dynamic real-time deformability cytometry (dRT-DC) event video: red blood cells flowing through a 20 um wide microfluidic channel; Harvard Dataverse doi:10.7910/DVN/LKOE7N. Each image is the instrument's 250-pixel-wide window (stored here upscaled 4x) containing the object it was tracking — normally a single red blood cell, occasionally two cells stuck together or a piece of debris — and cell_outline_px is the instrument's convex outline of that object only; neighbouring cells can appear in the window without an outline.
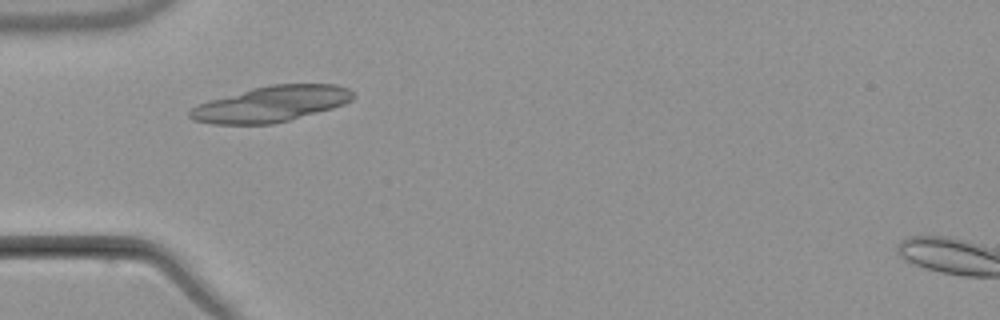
{"species": "common noctule bat (a hibernating species)", "species_latin": "Nyctalus noctula", "temperature_condition": "warm", "stored_images_in_passage": 7, "camera_frame_rate_fps": 3000, "um_per_image_px": 0.085, "animal": {"sex": "male", "body_mass_g": 21.5, "forearm_length_mm": 52.0}, "frame": {"image": 1, "passage_image": 3, "time_ms": 3.333, "image_size_px": [1000, 320], "cell_outline_px": [[356, 96], [352, 100], [344, 104], [332, 108], [288, 120], [272, 124], [212, 124], [192, 120], [188, 116], [188, 112], [196, 104], [252, 88], [272, 84], [336, 84], [348, 88], [356, 92]], "centroid_in_image_um": [23.06, 8.83], "position_along_channel_um": 61.9, "area_um2": 34.04}}
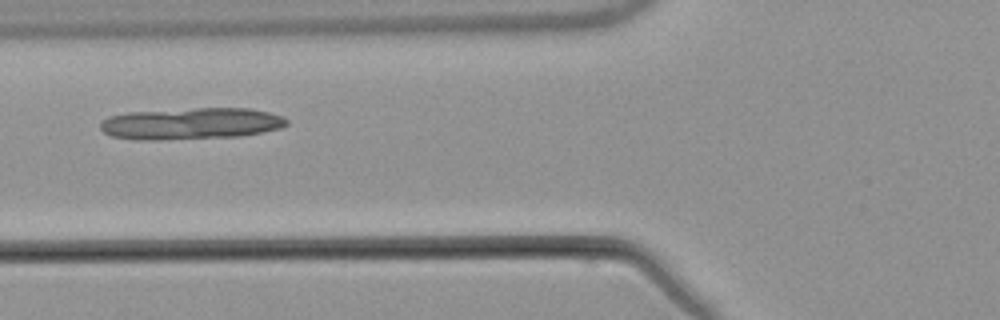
{"frame": {"image": 2, "passage_image": 4, "time_ms": 4.667, "image_size_px": [1000, 320], "cell_outline_px": [[288, 124], [280, 128], [240, 136], [160, 140], [136, 140], [112, 136], [104, 132], [100, 128], [100, 124], [108, 116], [128, 112], [196, 108], [248, 108], [268, 112], [284, 116], [288, 120]], "centroid_in_image_um": [16.23, 10.5], "position_along_channel_um": 109.6, "area_um2": 34.39}}
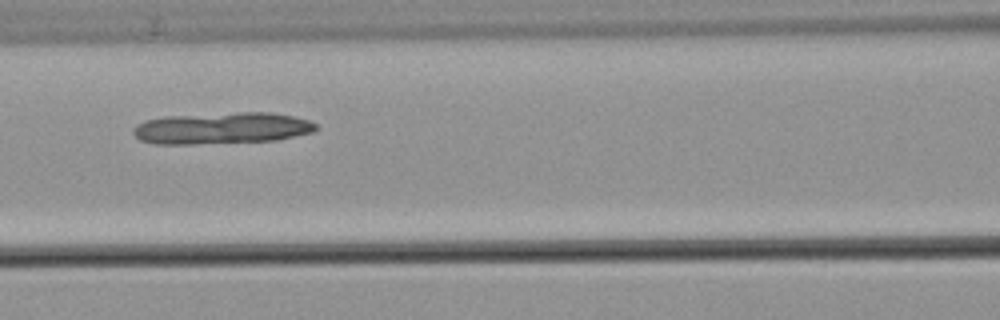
{"frame": {"image": 3, "passage_image": 5, "time_ms": 5.667, "image_size_px": [1000, 320], "cell_outline_px": [[320, 128], [312, 132], [276, 140], [196, 144], [152, 144], [140, 140], [132, 132], [132, 128], [136, 124], [144, 120], [164, 116], [240, 112], [272, 112], [296, 116], [308, 120], [316, 124]], "centroid_in_image_um": [18.84, 10.89], "position_along_channel_um": 147.8, "area_um2": 33.99}}